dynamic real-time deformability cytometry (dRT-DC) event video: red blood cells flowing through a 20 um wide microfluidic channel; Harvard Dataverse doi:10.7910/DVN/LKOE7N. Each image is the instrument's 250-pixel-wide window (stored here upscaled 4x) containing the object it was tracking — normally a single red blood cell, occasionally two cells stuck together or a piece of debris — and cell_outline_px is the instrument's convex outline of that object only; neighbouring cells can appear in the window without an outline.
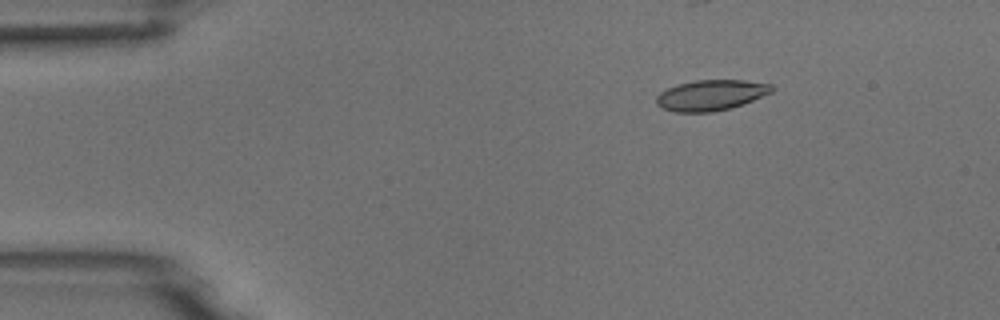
{"species": "common noctule bat (a hibernating species)", "species_latin": "Nyctalus noctula", "temperature_condition": "room temperature", "stored_images_in_passage": 5, "camera_frame_rate_fps": 3000, "um_per_image_px": 0.085, "animal": {"sex": "male", "body_mass_g": 18.8}, "frame": {"image": 1, "passage_image": 3, "time_ms": 2.333, "image_size_px": [1000, 320], "cell_outline_px": [[776, 88], [772, 92], [744, 104], [732, 108], [712, 112], [676, 112], [664, 108], [656, 104], [656, 96], [660, 92], [676, 84], [696, 80], [744, 80], [772, 84]], "centroid_in_image_um": [60.46, 8.08], "position_along_channel_um": 24.5, "area_um2": 20.75}}